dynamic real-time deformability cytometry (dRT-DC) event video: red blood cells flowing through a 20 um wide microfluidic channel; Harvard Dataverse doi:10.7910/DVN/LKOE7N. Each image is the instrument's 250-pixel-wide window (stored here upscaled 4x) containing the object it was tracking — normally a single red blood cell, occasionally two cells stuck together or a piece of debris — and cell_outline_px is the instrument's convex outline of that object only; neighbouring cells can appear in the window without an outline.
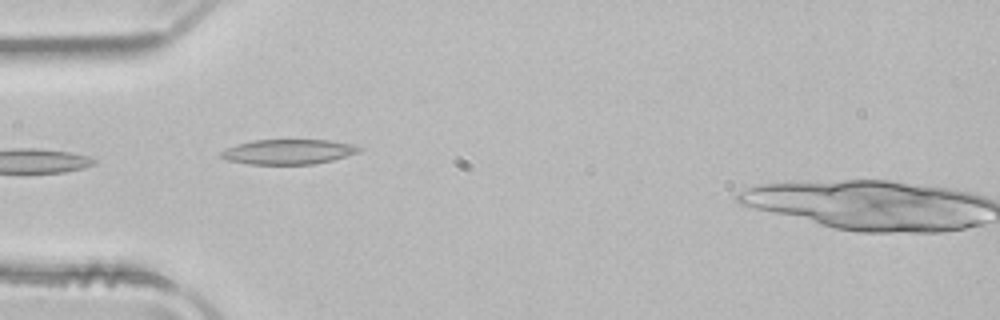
{"species": "common noctule bat (a hibernating species)", "species_latin": "Nyctalus noctula", "temperature_condition": "room temperature", "stored_images_in_passage": 21, "camera_frame_rate_fps": 3000, "um_per_image_px": 0.085, "animal": {"sex": "male", "body_mass_g": 21.5, "forearm_length_mm": 52.0}, "frame": {"image": 1, "passage_image": 1, "time_ms": 0.0, "image_size_px": [1000, 320], "cell_outline_px": [[360, 152], [332, 160], [312, 164], [248, 164], [228, 160], [216, 156], [224, 148], [236, 144], [252, 140], [328, 140], [352, 144], [360, 148]], "centroid_in_image_um": [24.43, 12.9], "position_along_channel_um": 60.6, "area_um2": 20.11}}